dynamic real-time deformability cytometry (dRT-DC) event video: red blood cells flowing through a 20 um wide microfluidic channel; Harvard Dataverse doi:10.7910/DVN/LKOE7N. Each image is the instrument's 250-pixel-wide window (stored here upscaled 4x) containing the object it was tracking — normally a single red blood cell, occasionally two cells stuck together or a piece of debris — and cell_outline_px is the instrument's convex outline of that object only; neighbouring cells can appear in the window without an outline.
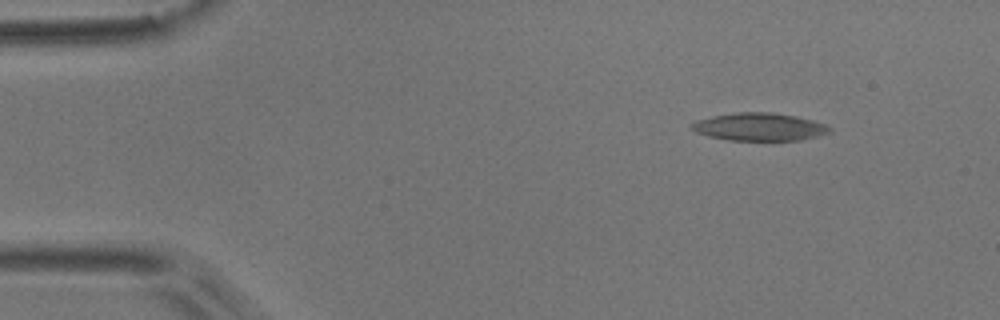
{"species": "common noctule bat (a hibernating species)", "species_latin": "Nyctalus noctula", "temperature_condition": "room temperature", "stored_images_in_passage": 7, "camera_frame_rate_fps": 3000, "um_per_image_px": 0.085, "animal": {"sex": "male", "body_mass_g": 17.9}, "frame": {"image": 1, "passage_image": 1, "time_ms": 0.0, "image_size_px": [1000, 320], "cell_outline_px": [[832, 132], [800, 140], [728, 140], [708, 136], [696, 132], [692, 128], [692, 124], [696, 120], [712, 116], [736, 112], [772, 112], [796, 116], [812, 120], [824, 124], [832, 128]], "centroid_in_image_um": [64.56, 10.78], "position_along_channel_um": 20.4, "area_um2": 22.25}}
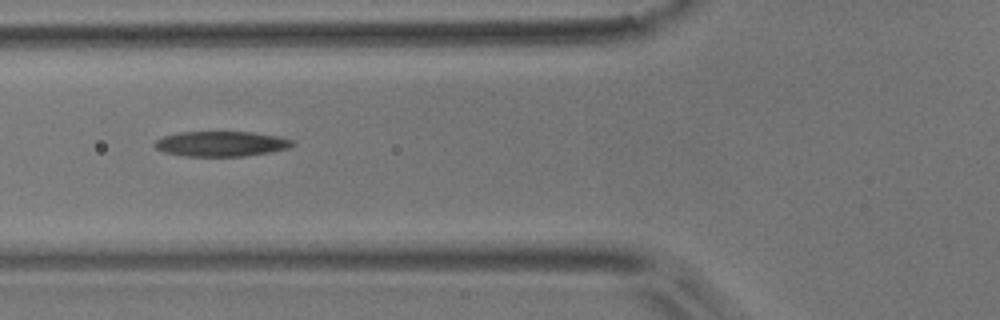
{"frame": {"image": 2, "passage_image": 5, "time_ms": 1.333, "image_size_px": [1000, 320], "cell_outline_px": [[296, 144], [288, 148], [272, 152], [244, 156], [184, 156], [164, 152], [156, 148], [152, 144], [156, 140], [164, 136], [180, 132], [252, 132], [280, 136], [292, 140]], "centroid_in_image_um": [18.82, 12.22], "position_along_channel_um": 107.0, "area_um2": 20.29}}
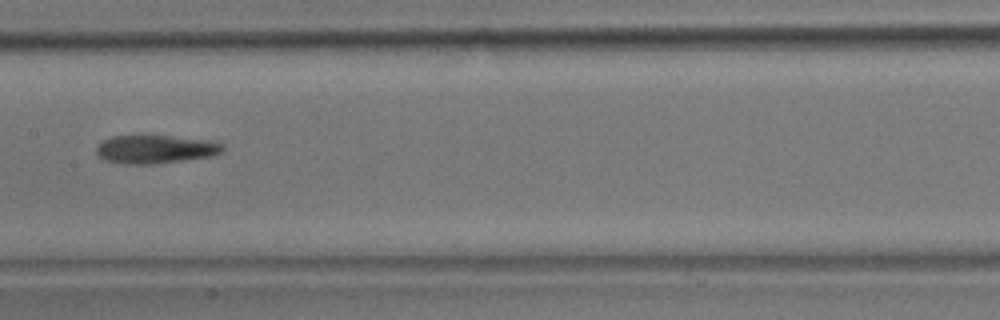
{"frame": {"image": 3, "passage_image": 7, "time_ms": 2.0, "image_size_px": [1000, 320], "cell_outline_px": [[224, 148], [220, 152], [212, 156], [156, 164], [124, 164], [104, 160], [96, 156], [96, 148], [104, 140], [112, 136], [144, 132], [212, 140], [224, 144]], "centroid_in_image_um": [13.19, 12.63], "position_along_channel_um": 194.2, "area_um2": 22.02}}